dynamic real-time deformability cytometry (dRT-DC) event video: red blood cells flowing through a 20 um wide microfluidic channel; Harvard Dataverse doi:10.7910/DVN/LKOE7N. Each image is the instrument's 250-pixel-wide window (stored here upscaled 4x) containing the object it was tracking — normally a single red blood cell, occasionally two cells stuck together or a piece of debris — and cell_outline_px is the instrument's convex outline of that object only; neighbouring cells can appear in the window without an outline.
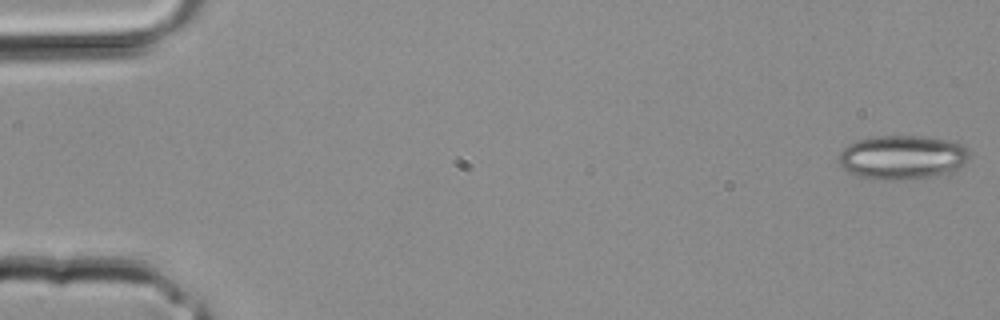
{"species": "common noctule bat (a hibernating species)", "species_latin": "Nyctalus noctula", "temperature_condition": "room temperature", "stored_images_in_passage": 35, "camera_frame_rate_fps": 3000, "um_per_image_px": 0.085, "animal": {"sex": "male", "body_mass_g": 20.4}, "frame": {"image": 1, "passage_image": 1, "time_ms": 0.0, "image_size_px": [1000, 320], "cell_outline_px": [[972, 160], [948, 172], [936, 176], [904, 180], [876, 180], [860, 176], [848, 172], [840, 164], [836, 156], [848, 144], [856, 140], [872, 136], [920, 136], [948, 140], [960, 144], [968, 152]], "centroid_in_image_um": [76.66, 13.37], "position_along_channel_um": 8.3, "area_um2": 33.81}}
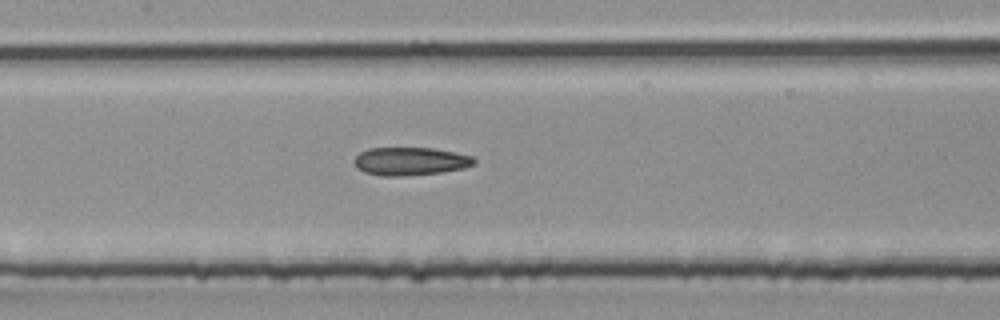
{"frame": {"image": 2, "passage_image": 17, "time_ms": 5.333, "image_size_px": [1000, 320], "cell_outline_px": [[476, 160], [472, 164], [464, 168], [440, 172], [400, 176], [380, 176], [364, 172], [356, 168], [352, 160], [360, 152], [368, 148], [432, 148], [472, 156]], "centroid_in_image_um": [34.8, 13.71], "position_along_channel_um": 172.6, "area_um2": 19.54}}
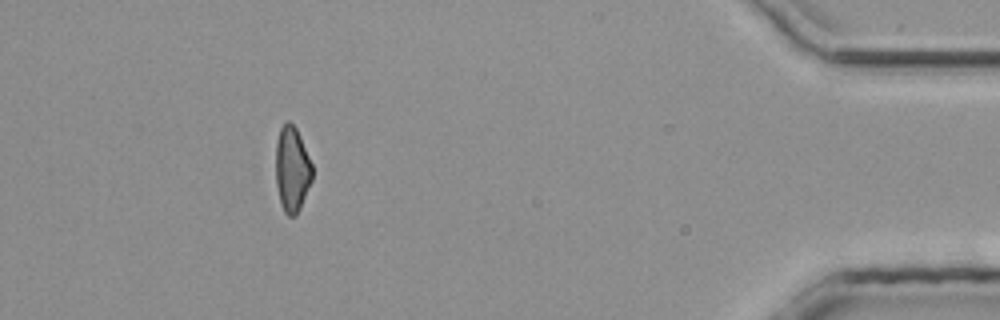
{"frame": {"image": 3, "passage_image": 32, "time_ms": 10.333, "image_size_px": [1000, 320], "cell_outline_px": [[312, 180], [300, 208], [296, 216], [288, 216], [284, 212], [280, 204], [276, 184], [276, 140], [280, 128], [288, 120], [296, 128], [300, 136], [312, 164]], "centroid_in_image_um": [24.81, 14.4], "position_along_channel_um": 410.4, "area_um2": 18.21}}